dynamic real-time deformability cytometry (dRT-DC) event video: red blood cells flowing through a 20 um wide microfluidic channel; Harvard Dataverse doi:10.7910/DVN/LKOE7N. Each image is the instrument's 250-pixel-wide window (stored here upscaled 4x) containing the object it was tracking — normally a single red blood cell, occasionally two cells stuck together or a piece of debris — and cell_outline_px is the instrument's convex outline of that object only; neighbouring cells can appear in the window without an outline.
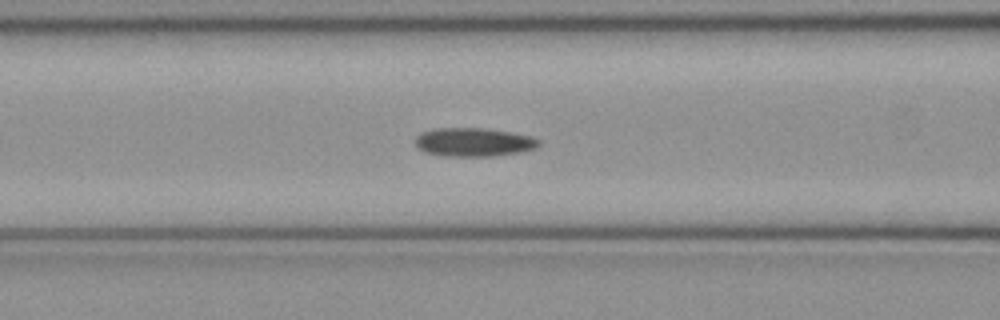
{"species": "common noctule bat (a hibernating species)", "species_latin": "Nyctalus noctula", "temperature_condition": "cold", "stored_images_in_passage": 45, "camera_frame_rate_fps": 3000, "um_per_image_px": 0.085, "animal": {"sex": "female", "body_mass_g": 21.9}, "frame": {"image": 1, "passage_image": 14, "time_ms": 4.333, "image_size_px": [1000, 320], "cell_outline_px": [[540, 144], [536, 148], [520, 152], [492, 156], [444, 156], [428, 152], [420, 148], [416, 144], [416, 136], [420, 132], [432, 128], [484, 128], [512, 132], [532, 136], [540, 140]], "centroid_in_image_um": [40.29, 12.07], "position_along_channel_um": 126.3, "area_um2": 20.63}}
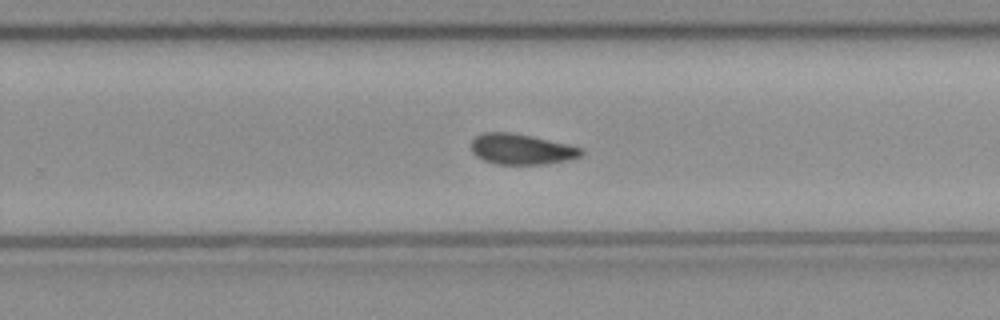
{"frame": {"image": 2, "passage_image": 26, "time_ms": 8.333, "image_size_px": [1000, 320], "cell_outline_px": [[584, 156], [572, 160], [544, 164], [496, 164], [484, 160], [476, 156], [472, 152], [472, 140], [476, 136], [484, 132], [512, 132], [532, 136], [568, 144], [584, 148]], "centroid_in_image_um": [44.39, 12.68], "position_along_channel_um": 285.4, "area_um2": 19.88}}
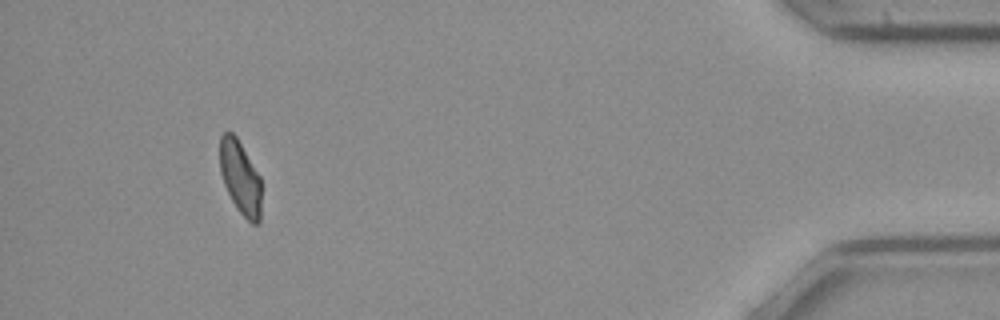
{"frame": {"image": 3, "passage_image": 41, "time_ms": 13.333, "image_size_px": [1000, 320], "cell_outline_px": [[260, 224], [252, 224], [236, 208], [224, 184], [220, 172], [220, 136], [224, 132], [232, 132], [236, 136], [260, 176]], "centroid_in_image_um": [20.42, 15.09], "position_along_channel_um": 414.8, "area_um2": 17.63}, "authors_computed_cell_mechanics": {"area_um2": 19.941, "velocity_mm_per_s": 3.9853, "shape_relaxation_time_tau1_ms": null, "shape_relaxation_time_tau2_ms": 7.6889, "deformation_change_tau1": null, "deformation_change_tau2": 0.1318}}